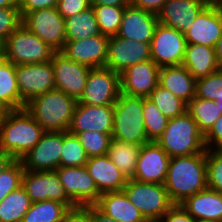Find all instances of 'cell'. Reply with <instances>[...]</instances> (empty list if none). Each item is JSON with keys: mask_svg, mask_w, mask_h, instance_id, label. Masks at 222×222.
<instances>
[{"mask_svg": "<svg viewBox=\"0 0 222 222\" xmlns=\"http://www.w3.org/2000/svg\"><path fill=\"white\" fill-rule=\"evenodd\" d=\"M173 204L207 188L206 153L171 157L164 183Z\"/></svg>", "mask_w": 222, "mask_h": 222, "instance_id": "1", "label": "cell"}, {"mask_svg": "<svg viewBox=\"0 0 222 222\" xmlns=\"http://www.w3.org/2000/svg\"><path fill=\"white\" fill-rule=\"evenodd\" d=\"M45 131L25 109L10 110L0 128V151L20 160Z\"/></svg>", "mask_w": 222, "mask_h": 222, "instance_id": "2", "label": "cell"}, {"mask_svg": "<svg viewBox=\"0 0 222 222\" xmlns=\"http://www.w3.org/2000/svg\"><path fill=\"white\" fill-rule=\"evenodd\" d=\"M77 101L61 90L54 89L31 99L25 109L44 131H68Z\"/></svg>", "mask_w": 222, "mask_h": 222, "instance_id": "3", "label": "cell"}, {"mask_svg": "<svg viewBox=\"0 0 222 222\" xmlns=\"http://www.w3.org/2000/svg\"><path fill=\"white\" fill-rule=\"evenodd\" d=\"M156 142L170 157L206 153L204 135L187 111L169 119L164 132Z\"/></svg>", "mask_w": 222, "mask_h": 222, "instance_id": "4", "label": "cell"}, {"mask_svg": "<svg viewBox=\"0 0 222 222\" xmlns=\"http://www.w3.org/2000/svg\"><path fill=\"white\" fill-rule=\"evenodd\" d=\"M145 98L120 93L114 104L112 139L140 146L150 142L144 127Z\"/></svg>", "mask_w": 222, "mask_h": 222, "instance_id": "5", "label": "cell"}, {"mask_svg": "<svg viewBox=\"0 0 222 222\" xmlns=\"http://www.w3.org/2000/svg\"><path fill=\"white\" fill-rule=\"evenodd\" d=\"M55 53L23 23L5 41V58L15 66L48 62Z\"/></svg>", "mask_w": 222, "mask_h": 222, "instance_id": "6", "label": "cell"}, {"mask_svg": "<svg viewBox=\"0 0 222 222\" xmlns=\"http://www.w3.org/2000/svg\"><path fill=\"white\" fill-rule=\"evenodd\" d=\"M122 191L146 220L161 219L174 205L164 184L143 183L128 179Z\"/></svg>", "mask_w": 222, "mask_h": 222, "instance_id": "7", "label": "cell"}, {"mask_svg": "<svg viewBox=\"0 0 222 222\" xmlns=\"http://www.w3.org/2000/svg\"><path fill=\"white\" fill-rule=\"evenodd\" d=\"M120 93V74L107 67L91 68L78 102L91 106H114Z\"/></svg>", "mask_w": 222, "mask_h": 222, "instance_id": "8", "label": "cell"}, {"mask_svg": "<svg viewBox=\"0 0 222 222\" xmlns=\"http://www.w3.org/2000/svg\"><path fill=\"white\" fill-rule=\"evenodd\" d=\"M22 23L56 52L63 49L66 42L65 19L56 7L28 12Z\"/></svg>", "mask_w": 222, "mask_h": 222, "instance_id": "9", "label": "cell"}, {"mask_svg": "<svg viewBox=\"0 0 222 222\" xmlns=\"http://www.w3.org/2000/svg\"><path fill=\"white\" fill-rule=\"evenodd\" d=\"M186 45L183 33L159 22L150 43L151 60L160 68L182 65Z\"/></svg>", "mask_w": 222, "mask_h": 222, "instance_id": "10", "label": "cell"}, {"mask_svg": "<svg viewBox=\"0 0 222 222\" xmlns=\"http://www.w3.org/2000/svg\"><path fill=\"white\" fill-rule=\"evenodd\" d=\"M16 80L21 100L27 104L36 96L56 89L52 61L16 66Z\"/></svg>", "mask_w": 222, "mask_h": 222, "instance_id": "11", "label": "cell"}, {"mask_svg": "<svg viewBox=\"0 0 222 222\" xmlns=\"http://www.w3.org/2000/svg\"><path fill=\"white\" fill-rule=\"evenodd\" d=\"M66 195L76 206L95 205L100 191L86 166L59 167L55 170Z\"/></svg>", "mask_w": 222, "mask_h": 222, "instance_id": "12", "label": "cell"}, {"mask_svg": "<svg viewBox=\"0 0 222 222\" xmlns=\"http://www.w3.org/2000/svg\"><path fill=\"white\" fill-rule=\"evenodd\" d=\"M22 187L25 189L32 203L54 200L64 203L69 209L76 206L66 195L56 171L24 170Z\"/></svg>", "mask_w": 222, "mask_h": 222, "instance_id": "13", "label": "cell"}, {"mask_svg": "<svg viewBox=\"0 0 222 222\" xmlns=\"http://www.w3.org/2000/svg\"><path fill=\"white\" fill-rule=\"evenodd\" d=\"M63 132L45 131L38 143L20 161L24 170L55 171L60 167Z\"/></svg>", "mask_w": 222, "mask_h": 222, "instance_id": "14", "label": "cell"}, {"mask_svg": "<svg viewBox=\"0 0 222 222\" xmlns=\"http://www.w3.org/2000/svg\"><path fill=\"white\" fill-rule=\"evenodd\" d=\"M51 61L56 89L79 101L84 93L91 67L72 61L60 52H56Z\"/></svg>", "mask_w": 222, "mask_h": 222, "instance_id": "15", "label": "cell"}, {"mask_svg": "<svg viewBox=\"0 0 222 222\" xmlns=\"http://www.w3.org/2000/svg\"><path fill=\"white\" fill-rule=\"evenodd\" d=\"M151 60L150 43L111 36L108 40L106 66L121 74L128 67Z\"/></svg>", "mask_w": 222, "mask_h": 222, "instance_id": "16", "label": "cell"}, {"mask_svg": "<svg viewBox=\"0 0 222 222\" xmlns=\"http://www.w3.org/2000/svg\"><path fill=\"white\" fill-rule=\"evenodd\" d=\"M171 157L155 141L141 146L132 179L143 183L164 184Z\"/></svg>", "mask_w": 222, "mask_h": 222, "instance_id": "17", "label": "cell"}, {"mask_svg": "<svg viewBox=\"0 0 222 222\" xmlns=\"http://www.w3.org/2000/svg\"><path fill=\"white\" fill-rule=\"evenodd\" d=\"M109 37L96 35L81 40H66L60 51L66 58L91 68L106 66Z\"/></svg>", "mask_w": 222, "mask_h": 222, "instance_id": "18", "label": "cell"}, {"mask_svg": "<svg viewBox=\"0 0 222 222\" xmlns=\"http://www.w3.org/2000/svg\"><path fill=\"white\" fill-rule=\"evenodd\" d=\"M114 106H91L77 101L68 132L77 135L84 131L112 133Z\"/></svg>", "mask_w": 222, "mask_h": 222, "instance_id": "19", "label": "cell"}, {"mask_svg": "<svg viewBox=\"0 0 222 222\" xmlns=\"http://www.w3.org/2000/svg\"><path fill=\"white\" fill-rule=\"evenodd\" d=\"M159 71L152 60L128 67L120 74L121 93L147 98L158 86Z\"/></svg>", "mask_w": 222, "mask_h": 222, "instance_id": "20", "label": "cell"}, {"mask_svg": "<svg viewBox=\"0 0 222 222\" xmlns=\"http://www.w3.org/2000/svg\"><path fill=\"white\" fill-rule=\"evenodd\" d=\"M158 23L157 14L129 4L124 9L121 25L116 36L151 43Z\"/></svg>", "mask_w": 222, "mask_h": 222, "instance_id": "21", "label": "cell"}, {"mask_svg": "<svg viewBox=\"0 0 222 222\" xmlns=\"http://www.w3.org/2000/svg\"><path fill=\"white\" fill-rule=\"evenodd\" d=\"M222 35V7L206 6L184 33L187 44L215 47Z\"/></svg>", "mask_w": 222, "mask_h": 222, "instance_id": "22", "label": "cell"}, {"mask_svg": "<svg viewBox=\"0 0 222 222\" xmlns=\"http://www.w3.org/2000/svg\"><path fill=\"white\" fill-rule=\"evenodd\" d=\"M205 7L201 0H166L157 16L160 23L184 34Z\"/></svg>", "mask_w": 222, "mask_h": 222, "instance_id": "23", "label": "cell"}, {"mask_svg": "<svg viewBox=\"0 0 222 222\" xmlns=\"http://www.w3.org/2000/svg\"><path fill=\"white\" fill-rule=\"evenodd\" d=\"M86 168L100 194L122 191L128 181L107 155L89 157Z\"/></svg>", "mask_w": 222, "mask_h": 222, "instance_id": "24", "label": "cell"}, {"mask_svg": "<svg viewBox=\"0 0 222 222\" xmlns=\"http://www.w3.org/2000/svg\"><path fill=\"white\" fill-rule=\"evenodd\" d=\"M181 205L196 221L222 222V194L218 191L207 187Z\"/></svg>", "mask_w": 222, "mask_h": 222, "instance_id": "25", "label": "cell"}, {"mask_svg": "<svg viewBox=\"0 0 222 222\" xmlns=\"http://www.w3.org/2000/svg\"><path fill=\"white\" fill-rule=\"evenodd\" d=\"M158 84L186 104L195 97L196 79L183 65L160 68Z\"/></svg>", "mask_w": 222, "mask_h": 222, "instance_id": "26", "label": "cell"}, {"mask_svg": "<svg viewBox=\"0 0 222 222\" xmlns=\"http://www.w3.org/2000/svg\"><path fill=\"white\" fill-rule=\"evenodd\" d=\"M95 205L118 222H144L146 220L123 191L103 193Z\"/></svg>", "mask_w": 222, "mask_h": 222, "instance_id": "27", "label": "cell"}, {"mask_svg": "<svg viewBox=\"0 0 222 222\" xmlns=\"http://www.w3.org/2000/svg\"><path fill=\"white\" fill-rule=\"evenodd\" d=\"M182 65L197 80L218 71L214 47L187 44Z\"/></svg>", "mask_w": 222, "mask_h": 222, "instance_id": "28", "label": "cell"}, {"mask_svg": "<svg viewBox=\"0 0 222 222\" xmlns=\"http://www.w3.org/2000/svg\"><path fill=\"white\" fill-rule=\"evenodd\" d=\"M141 146L111 139L107 156L127 179L134 177Z\"/></svg>", "mask_w": 222, "mask_h": 222, "instance_id": "29", "label": "cell"}, {"mask_svg": "<svg viewBox=\"0 0 222 222\" xmlns=\"http://www.w3.org/2000/svg\"><path fill=\"white\" fill-rule=\"evenodd\" d=\"M66 40H81L101 35L92 6L65 18Z\"/></svg>", "mask_w": 222, "mask_h": 222, "instance_id": "30", "label": "cell"}, {"mask_svg": "<svg viewBox=\"0 0 222 222\" xmlns=\"http://www.w3.org/2000/svg\"><path fill=\"white\" fill-rule=\"evenodd\" d=\"M0 102L10 110L22 109L26 106L19 95L16 66L7 60L0 66Z\"/></svg>", "mask_w": 222, "mask_h": 222, "instance_id": "31", "label": "cell"}, {"mask_svg": "<svg viewBox=\"0 0 222 222\" xmlns=\"http://www.w3.org/2000/svg\"><path fill=\"white\" fill-rule=\"evenodd\" d=\"M32 202L22 185L0 202V222H22Z\"/></svg>", "mask_w": 222, "mask_h": 222, "instance_id": "32", "label": "cell"}, {"mask_svg": "<svg viewBox=\"0 0 222 222\" xmlns=\"http://www.w3.org/2000/svg\"><path fill=\"white\" fill-rule=\"evenodd\" d=\"M187 112L195 120L200 132L205 136L222 115L216 101L194 97L187 104Z\"/></svg>", "mask_w": 222, "mask_h": 222, "instance_id": "33", "label": "cell"}, {"mask_svg": "<svg viewBox=\"0 0 222 222\" xmlns=\"http://www.w3.org/2000/svg\"><path fill=\"white\" fill-rule=\"evenodd\" d=\"M68 210L64 203L54 200L33 202L22 222H61Z\"/></svg>", "mask_w": 222, "mask_h": 222, "instance_id": "34", "label": "cell"}, {"mask_svg": "<svg viewBox=\"0 0 222 222\" xmlns=\"http://www.w3.org/2000/svg\"><path fill=\"white\" fill-rule=\"evenodd\" d=\"M147 98L168 119L180 116L187 111V104L184 101L159 84Z\"/></svg>", "mask_w": 222, "mask_h": 222, "instance_id": "35", "label": "cell"}, {"mask_svg": "<svg viewBox=\"0 0 222 222\" xmlns=\"http://www.w3.org/2000/svg\"><path fill=\"white\" fill-rule=\"evenodd\" d=\"M102 35L118 34L125 7L91 5Z\"/></svg>", "mask_w": 222, "mask_h": 222, "instance_id": "36", "label": "cell"}, {"mask_svg": "<svg viewBox=\"0 0 222 222\" xmlns=\"http://www.w3.org/2000/svg\"><path fill=\"white\" fill-rule=\"evenodd\" d=\"M88 158L79 138L68 131L63 132L60 167L86 166Z\"/></svg>", "mask_w": 222, "mask_h": 222, "instance_id": "37", "label": "cell"}, {"mask_svg": "<svg viewBox=\"0 0 222 222\" xmlns=\"http://www.w3.org/2000/svg\"><path fill=\"white\" fill-rule=\"evenodd\" d=\"M143 117L148 140L156 142L164 132L169 119L148 98L144 99Z\"/></svg>", "mask_w": 222, "mask_h": 222, "instance_id": "38", "label": "cell"}, {"mask_svg": "<svg viewBox=\"0 0 222 222\" xmlns=\"http://www.w3.org/2000/svg\"><path fill=\"white\" fill-rule=\"evenodd\" d=\"M112 133H99L97 131H84L78 133L80 143L88 157L103 156L107 154Z\"/></svg>", "mask_w": 222, "mask_h": 222, "instance_id": "39", "label": "cell"}, {"mask_svg": "<svg viewBox=\"0 0 222 222\" xmlns=\"http://www.w3.org/2000/svg\"><path fill=\"white\" fill-rule=\"evenodd\" d=\"M195 97L217 101L222 99V72L220 70L196 80Z\"/></svg>", "mask_w": 222, "mask_h": 222, "instance_id": "40", "label": "cell"}, {"mask_svg": "<svg viewBox=\"0 0 222 222\" xmlns=\"http://www.w3.org/2000/svg\"><path fill=\"white\" fill-rule=\"evenodd\" d=\"M24 168L20 160H14L0 174V202L11 192L22 185Z\"/></svg>", "mask_w": 222, "mask_h": 222, "instance_id": "41", "label": "cell"}, {"mask_svg": "<svg viewBox=\"0 0 222 222\" xmlns=\"http://www.w3.org/2000/svg\"><path fill=\"white\" fill-rule=\"evenodd\" d=\"M207 187L222 194V150H207Z\"/></svg>", "mask_w": 222, "mask_h": 222, "instance_id": "42", "label": "cell"}, {"mask_svg": "<svg viewBox=\"0 0 222 222\" xmlns=\"http://www.w3.org/2000/svg\"><path fill=\"white\" fill-rule=\"evenodd\" d=\"M22 24L19 7L0 8V38L4 41Z\"/></svg>", "mask_w": 222, "mask_h": 222, "instance_id": "43", "label": "cell"}, {"mask_svg": "<svg viewBox=\"0 0 222 222\" xmlns=\"http://www.w3.org/2000/svg\"><path fill=\"white\" fill-rule=\"evenodd\" d=\"M91 7V0H58L57 10L65 19Z\"/></svg>", "mask_w": 222, "mask_h": 222, "instance_id": "44", "label": "cell"}, {"mask_svg": "<svg viewBox=\"0 0 222 222\" xmlns=\"http://www.w3.org/2000/svg\"><path fill=\"white\" fill-rule=\"evenodd\" d=\"M207 150H222V115L204 136Z\"/></svg>", "mask_w": 222, "mask_h": 222, "instance_id": "45", "label": "cell"}, {"mask_svg": "<svg viewBox=\"0 0 222 222\" xmlns=\"http://www.w3.org/2000/svg\"><path fill=\"white\" fill-rule=\"evenodd\" d=\"M58 0H18L20 15L23 18L28 12L57 7Z\"/></svg>", "mask_w": 222, "mask_h": 222, "instance_id": "46", "label": "cell"}, {"mask_svg": "<svg viewBox=\"0 0 222 222\" xmlns=\"http://www.w3.org/2000/svg\"><path fill=\"white\" fill-rule=\"evenodd\" d=\"M160 220L161 222H197L181 204H174Z\"/></svg>", "mask_w": 222, "mask_h": 222, "instance_id": "47", "label": "cell"}, {"mask_svg": "<svg viewBox=\"0 0 222 222\" xmlns=\"http://www.w3.org/2000/svg\"><path fill=\"white\" fill-rule=\"evenodd\" d=\"M61 222H91V205L70 208Z\"/></svg>", "mask_w": 222, "mask_h": 222, "instance_id": "48", "label": "cell"}, {"mask_svg": "<svg viewBox=\"0 0 222 222\" xmlns=\"http://www.w3.org/2000/svg\"><path fill=\"white\" fill-rule=\"evenodd\" d=\"M165 2L166 0H130V4L155 14L161 11Z\"/></svg>", "mask_w": 222, "mask_h": 222, "instance_id": "49", "label": "cell"}, {"mask_svg": "<svg viewBox=\"0 0 222 222\" xmlns=\"http://www.w3.org/2000/svg\"><path fill=\"white\" fill-rule=\"evenodd\" d=\"M91 222H118L102 212L96 205H91Z\"/></svg>", "mask_w": 222, "mask_h": 222, "instance_id": "50", "label": "cell"}, {"mask_svg": "<svg viewBox=\"0 0 222 222\" xmlns=\"http://www.w3.org/2000/svg\"><path fill=\"white\" fill-rule=\"evenodd\" d=\"M129 4L130 0H91V5L126 7Z\"/></svg>", "mask_w": 222, "mask_h": 222, "instance_id": "51", "label": "cell"}, {"mask_svg": "<svg viewBox=\"0 0 222 222\" xmlns=\"http://www.w3.org/2000/svg\"><path fill=\"white\" fill-rule=\"evenodd\" d=\"M15 159L2 151H0V174L7 168Z\"/></svg>", "mask_w": 222, "mask_h": 222, "instance_id": "52", "label": "cell"}, {"mask_svg": "<svg viewBox=\"0 0 222 222\" xmlns=\"http://www.w3.org/2000/svg\"><path fill=\"white\" fill-rule=\"evenodd\" d=\"M214 49H215L217 63L219 66H222V35L218 39Z\"/></svg>", "mask_w": 222, "mask_h": 222, "instance_id": "53", "label": "cell"}, {"mask_svg": "<svg viewBox=\"0 0 222 222\" xmlns=\"http://www.w3.org/2000/svg\"><path fill=\"white\" fill-rule=\"evenodd\" d=\"M9 111L10 109L2 102H0V128L1 125L4 123V120L6 119V116L9 113Z\"/></svg>", "mask_w": 222, "mask_h": 222, "instance_id": "54", "label": "cell"}, {"mask_svg": "<svg viewBox=\"0 0 222 222\" xmlns=\"http://www.w3.org/2000/svg\"><path fill=\"white\" fill-rule=\"evenodd\" d=\"M18 7V0H0V8Z\"/></svg>", "mask_w": 222, "mask_h": 222, "instance_id": "55", "label": "cell"}, {"mask_svg": "<svg viewBox=\"0 0 222 222\" xmlns=\"http://www.w3.org/2000/svg\"><path fill=\"white\" fill-rule=\"evenodd\" d=\"M206 6L222 7V0H201Z\"/></svg>", "mask_w": 222, "mask_h": 222, "instance_id": "56", "label": "cell"}, {"mask_svg": "<svg viewBox=\"0 0 222 222\" xmlns=\"http://www.w3.org/2000/svg\"><path fill=\"white\" fill-rule=\"evenodd\" d=\"M0 56H5V41L0 38Z\"/></svg>", "mask_w": 222, "mask_h": 222, "instance_id": "57", "label": "cell"}, {"mask_svg": "<svg viewBox=\"0 0 222 222\" xmlns=\"http://www.w3.org/2000/svg\"><path fill=\"white\" fill-rule=\"evenodd\" d=\"M216 106L220 109V112L222 114V99H218L216 101Z\"/></svg>", "mask_w": 222, "mask_h": 222, "instance_id": "58", "label": "cell"}, {"mask_svg": "<svg viewBox=\"0 0 222 222\" xmlns=\"http://www.w3.org/2000/svg\"><path fill=\"white\" fill-rule=\"evenodd\" d=\"M144 222H161L160 219H147Z\"/></svg>", "mask_w": 222, "mask_h": 222, "instance_id": "59", "label": "cell"}, {"mask_svg": "<svg viewBox=\"0 0 222 222\" xmlns=\"http://www.w3.org/2000/svg\"><path fill=\"white\" fill-rule=\"evenodd\" d=\"M6 61L5 56H0V66Z\"/></svg>", "mask_w": 222, "mask_h": 222, "instance_id": "60", "label": "cell"}]
</instances>
